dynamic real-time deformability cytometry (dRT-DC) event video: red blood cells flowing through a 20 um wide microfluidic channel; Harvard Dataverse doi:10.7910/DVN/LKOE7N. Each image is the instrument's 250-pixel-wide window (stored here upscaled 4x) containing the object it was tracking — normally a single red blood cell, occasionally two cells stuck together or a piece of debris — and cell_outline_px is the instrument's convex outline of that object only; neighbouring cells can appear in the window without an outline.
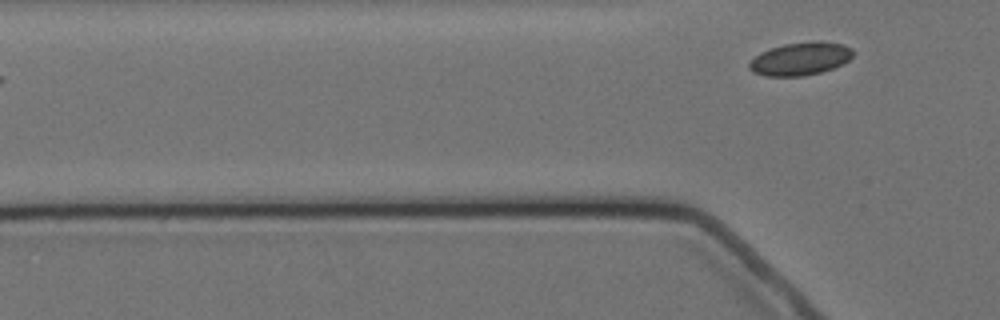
{"species": "Egyptian fruit bat (a non-hibernating species)", "species_latin": "Rousettus aegyptiacus", "temperature_condition": "cold", "stored_images_in_passage": 3, "segment_of_instrument_passage": [2, 2], "camera_frame_rate_fps": 3000, "um_per_image_px": 0.085, "animal": {"sex": "female"}, "frame": {"image": 1, "passage_image": 3, "time_ms": 2.333, "image_size_px": [1000, 320], "cell_outline_px": [[852, 56], [848, 60], [832, 68], [820, 72], [804, 76], [764, 76], [752, 72], [748, 68], [748, 64], [760, 52], [768, 48], [784, 44], [812, 40], [820, 40], [844, 44], [852, 48]], "centroid_in_image_um": [68.0, 4.98], "position_along_channel_um": 57.8, "area_um2": 20.11}}